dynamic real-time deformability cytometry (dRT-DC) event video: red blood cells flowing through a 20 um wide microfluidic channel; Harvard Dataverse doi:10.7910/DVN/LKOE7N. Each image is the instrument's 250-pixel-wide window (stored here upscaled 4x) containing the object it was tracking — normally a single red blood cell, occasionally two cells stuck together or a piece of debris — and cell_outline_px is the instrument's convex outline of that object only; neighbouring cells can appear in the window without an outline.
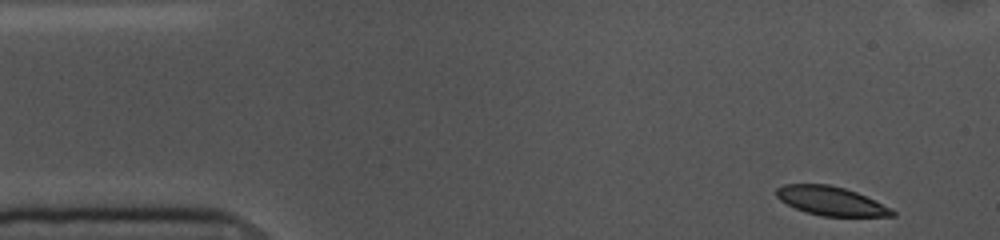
{"species": "common noctule bat (a hibernating species)", "species_latin": "Nyctalus noctula", "temperature_condition": "cold", "stored_images_in_passage": 52, "camera_frame_rate_fps": 3000, "um_per_image_px": 0.085, "animal": {"sex": "female", "body_mass_g": 10.0, "forearm_length_mm": 53.1}, "frame": {"image": 1, "passage_image": 1, "time_ms": 0.0, "image_size_px": [1000, 240], "cell_outline_px": [[896, 216], [820, 216], [804, 212], [780, 200], [776, 196], [776, 188], [784, 184], [828, 184], [844, 188], [856, 192], [892, 208], [896, 212]], "centroid_in_image_um": [70.63, 17.09], "position_along_channel_um": 14.4, "area_um2": 19.48}}
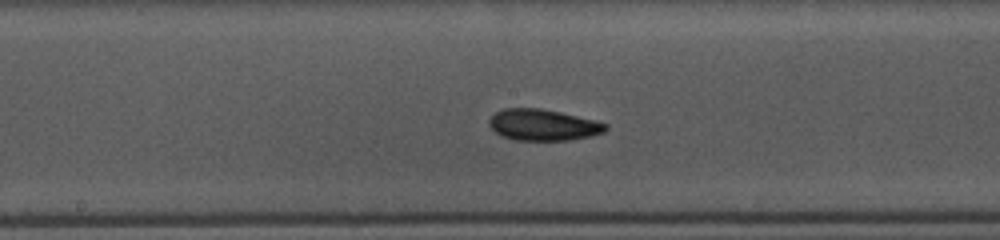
{"frame": {"image": 2, "passage_image": 24, "time_ms": 7.667, "image_size_px": [1000, 240], "cell_outline_px": [[608, 128], [604, 132], [592, 136], [572, 140], [516, 140], [500, 136], [488, 124], [488, 120], [496, 112], [504, 108], [540, 108], [560, 112], [596, 120], [608, 124]], "centroid_in_image_um": [46.18, 10.62], "position_along_channel_um": 202.0, "area_um2": 21.39}}
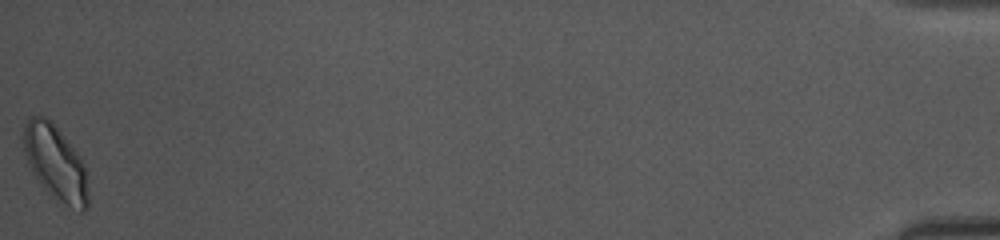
{"frame": {"image": 3, "passage_image": 52, "time_ms": 17.0, "image_size_px": [1000, 240], "cell_outline_px": [[88, 208], [84, 212], [80, 212], [52, 196], [40, 184], [32, 172], [28, 164], [24, 152], [24, 124], [32, 116], [44, 116], [64, 136], [76, 152], [84, 168], [88, 192]], "centroid_in_image_um": [4.7, 13.87], "position_along_channel_um": 430.5, "area_um2": 27.51}, "authors_computed_cell_mechanics": {"area_um2": 20.9236, "velocity_mm_per_s": 3.565, "shape_relaxation_time_tau1_ms": 4.004, "shape_relaxation_time_tau2_ms": 3.3436, "deformation_change_tau1": 0.1078, "deformation_change_tau2": 0.0907}}